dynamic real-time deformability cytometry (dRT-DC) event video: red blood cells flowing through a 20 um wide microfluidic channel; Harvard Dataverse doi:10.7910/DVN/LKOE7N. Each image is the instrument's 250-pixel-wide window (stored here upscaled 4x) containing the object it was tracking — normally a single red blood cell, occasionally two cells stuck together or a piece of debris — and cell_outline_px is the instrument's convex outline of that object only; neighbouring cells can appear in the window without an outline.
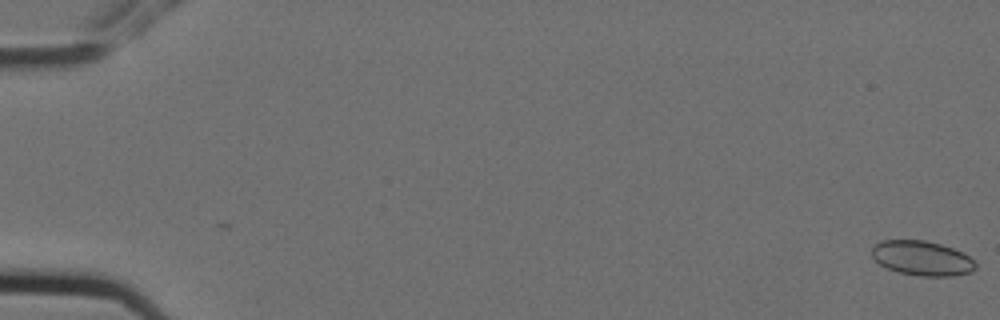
{"species": "Egyptian fruit bat (a non-hibernating species)", "species_latin": "Rousettus aegyptiacus", "temperature_condition": "cold", "stored_images_in_passage": 6, "camera_frame_rate_fps": 3000, "um_per_image_px": 0.085, "animal": {"sex": "female"}, "frame": {"image": 1, "passage_image": 1, "time_ms": 0.0, "image_size_px": [1000, 320], "cell_outline_px": [[976, 268], [972, 272], [952, 276], [920, 276], [900, 272], [888, 268], [880, 264], [872, 256], [872, 244], [880, 240], [924, 240], [940, 244], [964, 252], [976, 264]], "centroid_in_image_um": [78.37, 21.94], "position_along_channel_um": 6.6, "area_um2": 20.98}}
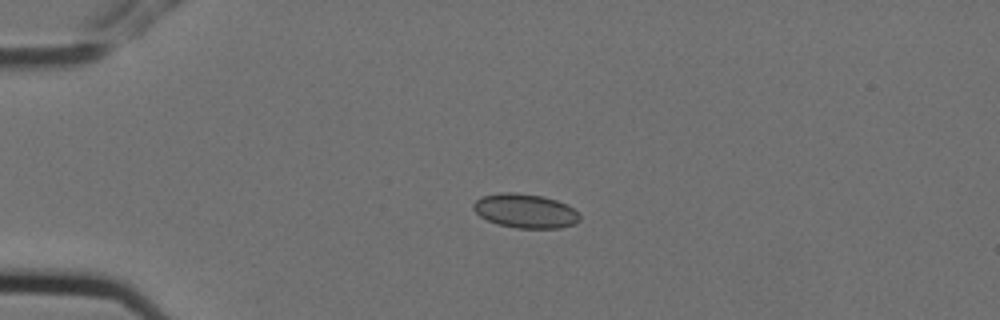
{"frame": {"image": 2, "passage_image": 5, "time_ms": 1.333, "image_size_px": [1000, 320], "cell_outline_px": [[580, 220], [576, 224], [560, 228], [516, 228], [500, 224], [488, 220], [480, 216], [472, 208], [472, 204], [480, 196], [500, 192], [516, 192], [544, 196], [568, 204], [580, 216]], "centroid_in_image_um": [44.65, 17.91], "position_along_channel_um": 40.4, "area_um2": 21.33}}